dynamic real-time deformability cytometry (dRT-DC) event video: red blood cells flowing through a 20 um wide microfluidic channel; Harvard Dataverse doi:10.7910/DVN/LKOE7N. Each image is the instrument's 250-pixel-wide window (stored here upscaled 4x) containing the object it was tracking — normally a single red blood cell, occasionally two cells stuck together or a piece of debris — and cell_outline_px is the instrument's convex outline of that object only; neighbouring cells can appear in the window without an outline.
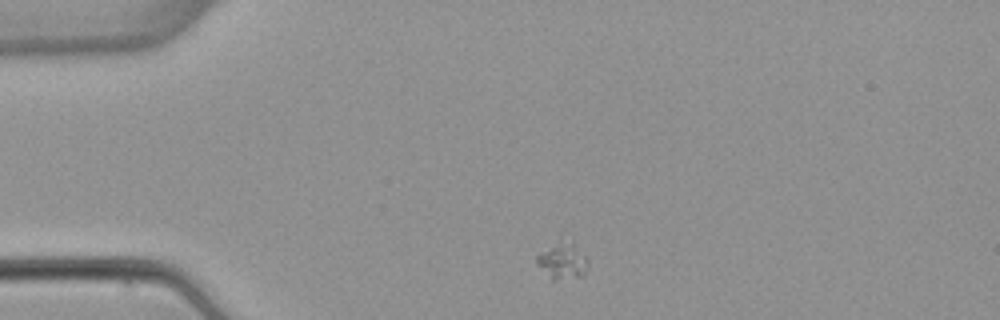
{"species": "common noctule bat (a hibernating species)", "species_latin": "Nyctalus noctula", "temperature_condition": "warm", "stored_images_in_passage": 2, "camera_frame_rate_fps": 3000, "um_per_image_px": 0.085, "animal": {"sex": "female", "body_mass_g": 22.7, "forearm_length_mm": 54.2}, "frame": {"image": 1, "passage_image": 1, "time_ms": 0.0, "image_size_px": [1000, 320], "cell_outline_px": [[588, 268], [580, 276], [556, 280], [552, 280], [536, 264], [536, 256], [552, 248], [572, 240], [588, 260]], "centroid_in_image_um": [47.85, 22.24], "position_along_channel_um": 37.2, "area_um2": 10.17}}